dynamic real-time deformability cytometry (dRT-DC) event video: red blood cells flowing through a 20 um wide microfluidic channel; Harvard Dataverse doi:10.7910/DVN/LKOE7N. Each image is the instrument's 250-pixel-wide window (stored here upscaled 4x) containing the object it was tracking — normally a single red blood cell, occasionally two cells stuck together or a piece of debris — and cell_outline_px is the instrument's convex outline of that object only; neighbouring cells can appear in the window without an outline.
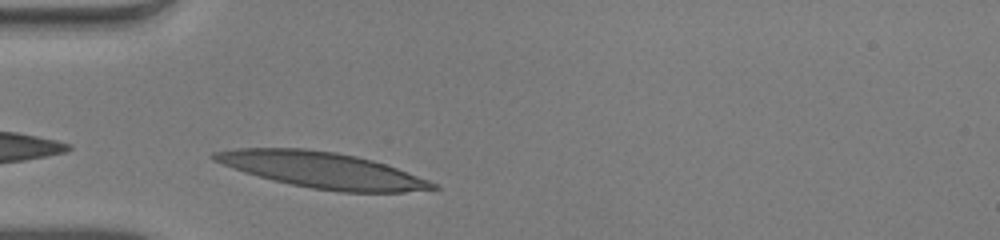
{"species": "human", "species_latin": "Homo sapiens", "temperature_condition": "warm", "stored_images_in_passage": 27, "camera_frame_rate_fps": 3000, "um_per_image_px": 0.085, "donor": {"sex": "male"}, "frame": {"image": 1, "passage_image": 1, "time_ms": 0.0, "image_size_px": [1000, 240], "cell_outline_px": [[440, 188], [404, 192], [340, 192], [312, 188], [272, 180], [244, 172], [232, 168], [212, 160], [208, 156], [212, 152], [232, 148], [308, 148], [336, 152], [356, 156], [372, 160], [396, 168], [428, 180], [436, 184]], "centroid_in_image_um": [27.31, 14.44], "position_along_channel_um": 57.7, "area_um2": 45.6}}
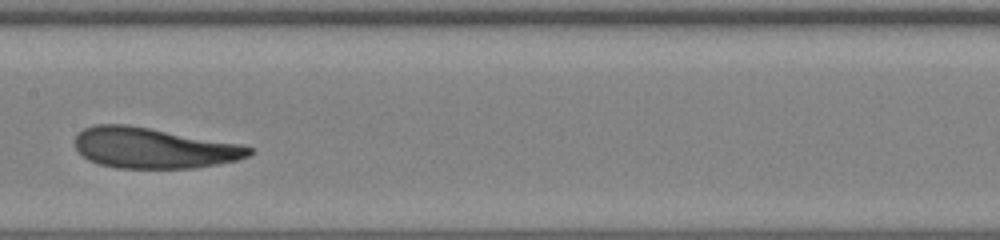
{"frame": {"image": 2, "passage_image": 12, "time_ms": 3.667, "image_size_px": [1000, 240], "cell_outline_px": [[256, 152], [248, 156], [236, 160], [196, 168], [116, 168], [100, 164], [88, 160], [76, 148], [76, 136], [84, 128], [96, 124], [128, 124], [240, 144], [252, 148]], "centroid_in_image_um": [13.06, 12.58], "position_along_channel_um": 194.3, "area_um2": 41.04}}
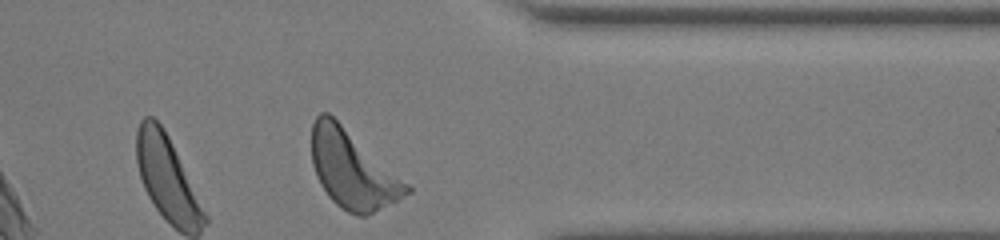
{"frame": {"image": 3, "passage_image": 27, "time_ms": 8.667, "image_size_px": [1000, 240], "cell_outline_px": [[412, 192], [364, 216], [356, 216], [340, 208], [328, 196], [320, 184], [316, 176], [312, 164], [312, 124], [316, 116], [320, 112], [328, 112], [408, 184], [412, 188]], "centroid_in_image_um": [29.92, 14.42], "position_along_channel_um": 381.5, "area_um2": 42.19}, "authors_computed_cell_mechanics": {"area_um2": 41.038, "velocity_mm_per_s": 3.9046, "shape_relaxation_time_tau1_ms": 3.3926, "shape_relaxation_time_tau2_ms": 2.19, "deformation_change_tau1": 0.1891, "deformation_change_tau2": 0.1263}}